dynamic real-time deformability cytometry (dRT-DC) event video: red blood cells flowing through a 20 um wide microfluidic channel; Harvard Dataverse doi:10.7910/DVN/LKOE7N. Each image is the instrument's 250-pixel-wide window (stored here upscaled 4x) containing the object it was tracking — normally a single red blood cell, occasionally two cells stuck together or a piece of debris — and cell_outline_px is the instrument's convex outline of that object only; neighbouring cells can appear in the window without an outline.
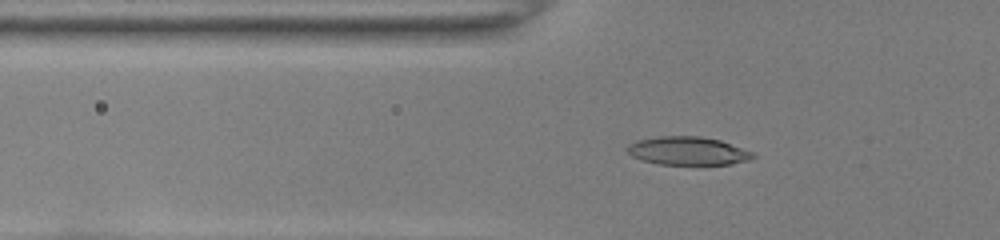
{"species": "common noctule bat (a hibernating species)", "species_latin": "Nyctalus noctula", "temperature_condition": "room temperature", "stored_images_in_passage": 39, "camera_frame_rate_fps": 3000, "um_per_image_px": 0.085, "animal": {"sex": "female", "body_mass_g": 22.0, "forearm_length_mm": 56.7}, "frame": {"image": 1, "passage_image": 6, "time_ms": 1.667, "image_size_px": [1000, 240], "cell_outline_px": [[740, 156], [736, 160], [724, 164], [668, 164], [648, 160], [640, 156], [636, 144], [648, 140], [716, 140], [728, 144]], "centroid_in_image_um": [58.43, 12.91], "position_along_channel_um": 67.4, "area_um2": 15.43}}
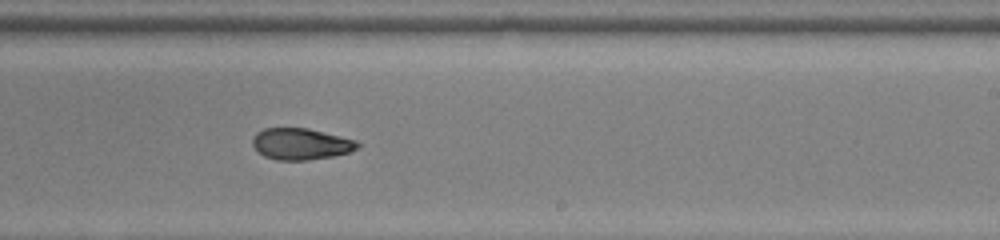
{"frame": {"image": 2, "passage_image": 21, "time_ms": 6.667, "image_size_px": [1000, 240], "cell_outline_px": [[356, 144], [352, 148], [344, 152], [324, 156], [296, 160], [288, 160], [268, 156], [260, 152], [256, 148], [256, 136], [260, 132], [268, 128], [304, 128], [348, 140]], "centroid_in_image_um": [25.45, 12.22], "position_along_channel_um": 263.5, "area_um2": 16.94}}
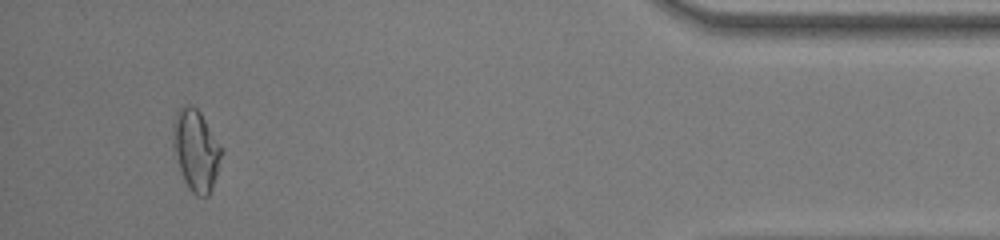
{"frame": {"image": 3, "passage_image": 36, "time_ms": 11.667, "image_size_px": [1000, 240], "cell_outline_px": [[220, 152], [212, 180], [208, 192], [192, 188], [188, 184], [184, 176], [180, 160], [180, 120], [184, 112], [196, 112], [200, 116], [220, 148]], "centroid_in_image_um": [16.79, 12.9], "position_along_channel_um": 418.4, "area_um2": 16.94}, "authors_computed_cell_mechanics": {"area_um2": 17.051, "velocity_mm_per_s": 4.0372, "shape_relaxation_time_tau1_ms": null, "shape_relaxation_time_tau2_ms": 3.4278, "deformation_change_tau1": null, "deformation_change_tau2": 0.0877}}